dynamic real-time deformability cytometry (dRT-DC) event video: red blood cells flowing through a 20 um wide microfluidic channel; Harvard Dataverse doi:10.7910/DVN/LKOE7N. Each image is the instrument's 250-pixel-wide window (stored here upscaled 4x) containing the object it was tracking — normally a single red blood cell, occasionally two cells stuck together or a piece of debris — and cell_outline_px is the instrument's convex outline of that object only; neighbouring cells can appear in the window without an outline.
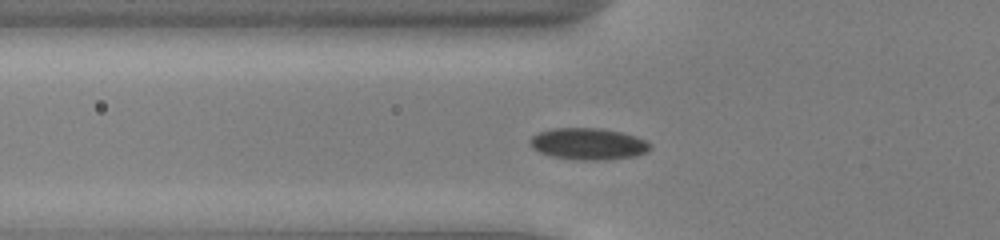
{"species": "common noctule bat (a hibernating species)", "species_latin": "Nyctalus noctula", "temperature_condition": "cold", "stored_images_in_passage": 49, "camera_frame_rate_fps": 3000, "um_per_image_px": 0.085, "animal": {"sex": "male", "body_mass_g": 13.0, "forearm_length_mm": 53.1}, "frame": {"image": 1, "passage_image": 15, "time_ms": 4.667, "image_size_px": [1000, 240], "cell_outline_px": [[652, 148], [648, 152], [636, 156], [608, 160], [576, 160], [552, 156], [540, 152], [532, 148], [528, 140], [532, 136], [540, 132], [552, 128], [600, 128], [620, 132], [636, 136], [652, 144]], "centroid_in_image_um": [50.03, 12.24], "position_along_channel_um": 75.8, "area_um2": 22.37}}
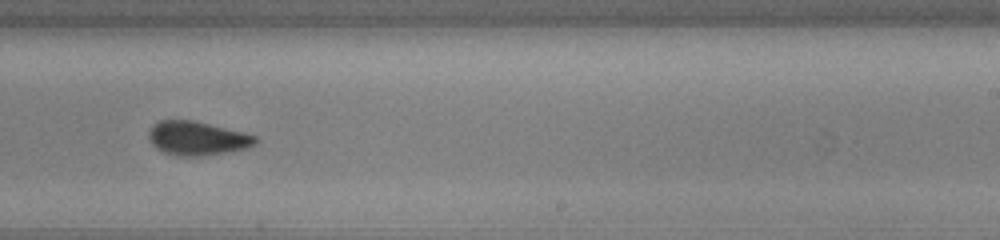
{"frame": {"image": 2, "passage_image": 30, "time_ms": 9.667, "image_size_px": [1000, 240], "cell_outline_px": [[260, 140], [256, 144], [248, 148], [200, 156], [176, 156], [164, 152], [156, 148], [148, 140], [148, 132], [152, 124], [160, 120], [192, 120], [244, 132], [256, 136]], "centroid_in_image_um": [16.75, 11.75], "position_along_channel_um": 272.3, "area_um2": 21.21}}
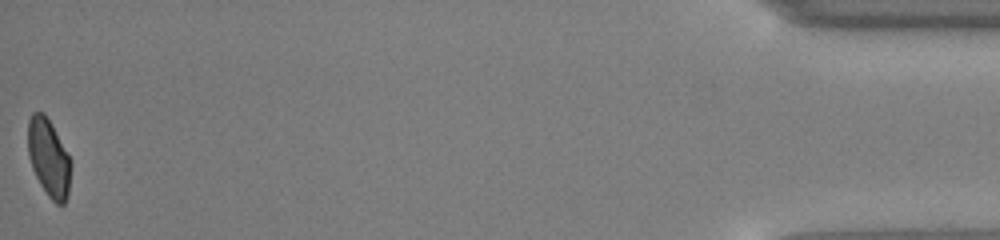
{"frame": {"image": 3, "passage_image": 49, "time_ms": 16.0, "image_size_px": [1000, 240], "cell_outline_px": [[72, 164], [68, 196], [64, 204], [56, 204], [48, 196], [40, 184], [32, 168], [28, 156], [28, 120], [32, 112], [44, 112], [52, 124]], "centroid_in_image_um": [4.14, 13.42], "position_along_channel_um": 431.1, "area_um2": 19.48}, "authors_computed_cell_mechanics": {"area_um2": 21.097, "velocity_mm_per_s": 3.9317, "shape_relaxation_time_tau1_ms": 2.9134, "shape_relaxation_time_tau2_ms": 2.197, "deformation_change_tau1": 0.0627, "deformation_change_tau2": 0.0437}}